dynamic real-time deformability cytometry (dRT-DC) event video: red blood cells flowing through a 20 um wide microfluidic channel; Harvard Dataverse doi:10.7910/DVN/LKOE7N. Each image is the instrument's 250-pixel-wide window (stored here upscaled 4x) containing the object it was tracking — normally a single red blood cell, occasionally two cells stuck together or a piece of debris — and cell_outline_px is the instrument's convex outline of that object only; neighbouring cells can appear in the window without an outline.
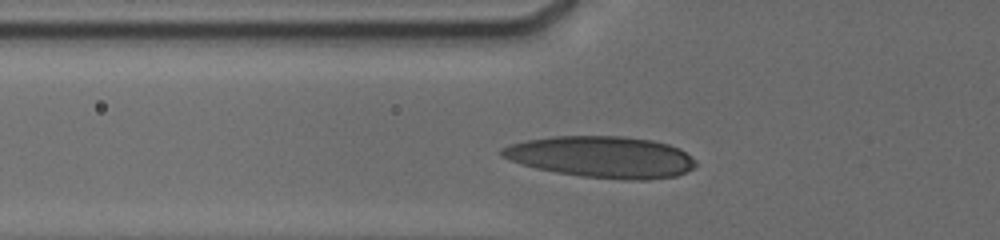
{"species": "human", "species_latin": "Homo sapiens", "temperature_condition": "cold", "stored_images_in_passage": 34, "camera_frame_rate_fps": 3000, "um_per_image_px": 0.085, "donor": {"sex": "male"}, "frame": {"image": 1, "passage_image": 9, "time_ms": 3.0, "image_size_px": [1000, 240], "cell_outline_px": [[696, 164], [692, 168], [676, 176], [644, 180], [628, 180], [584, 176], [556, 172], [536, 168], [520, 164], [500, 156], [500, 148], [508, 144], [528, 140], [552, 136], [624, 136], [652, 140], [668, 144], [680, 148], [696, 160]], "centroid_in_image_um": [51.12, 13.33], "position_along_channel_um": 74.7, "area_um2": 46.88}}
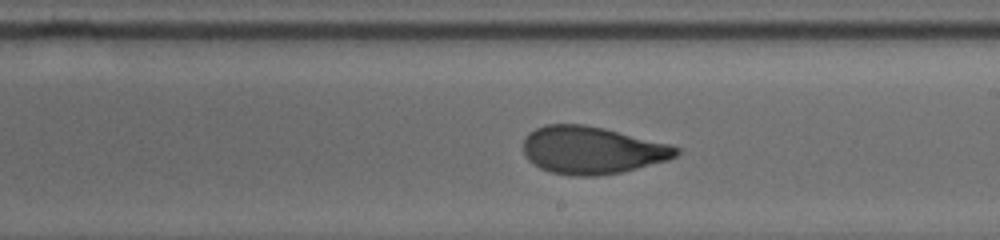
{"frame": {"image": 2, "passage_image": 22, "time_ms": 7.333, "image_size_px": [1000, 240], "cell_outline_px": [[680, 152], [676, 156], [668, 160], [620, 172], [600, 176], [572, 176], [552, 172], [540, 168], [528, 160], [524, 156], [524, 140], [528, 132], [536, 128], [548, 124], [584, 124], [604, 128], [668, 144], [680, 148]], "centroid_in_image_um": [50.29, 12.76], "position_along_channel_um": 238.7, "area_um2": 42.19}}
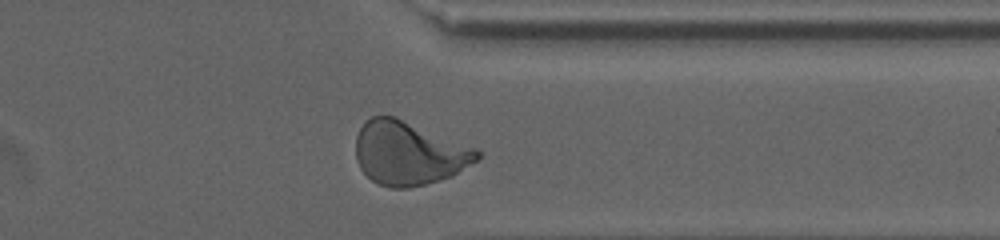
{"frame": {"image": 3, "passage_image": 31, "time_ms": 11.0, "image_size_px": [1000, 240], "cell_outline_px": [[480, 156], [476, 160], [452, 176], [424, 184], [408, 188], [392, 188], [380, 184], [372, 180], [360, 168], [356, 160], [356, 136], [360, 128], [372, 116], [396, 116], [476, 148], [480, 152]], "centroid_in_image_um": [34.73, 13.01], "position_along_channel_um": 376.7, "area_um2": 44.68}, "authors_computed_cell_mechanics": {"area_um2": 42.2807, "velocity_mm_per_s": 3.7964, "shape_relaxation_time_tau1_ms": 5.3806, "shape_relaxation_time_tau2_ms": 1.147, "deformation_change_tau1": 0.1953, "deformation_change_tau2": 0.0772}}